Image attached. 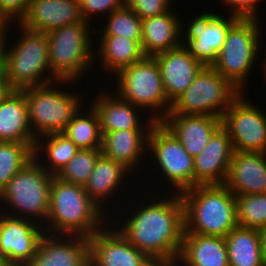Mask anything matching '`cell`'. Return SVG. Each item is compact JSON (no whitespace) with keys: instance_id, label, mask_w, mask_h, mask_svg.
I'll return each mask as SVG.
<instances>
[{"instance_id":"7402d4cb","label":"cell","mask_w":266,"mask_h":266,"mask_svg":"<svg viewBox=\"0 0 266 266\" xmlns=\"http://www.w3.org/2000/svg\"><path fill=\"white\" fill-rule=\"evenodd\" d=\"M150 119L147 124L148 127L146 126L147 131H144V129H123L102 132V154L122 164L127 170L132 172L131 169L138 164L137 162L143 156L145 148H147L146 145L148 144L146 143H148L149 132L156 123L152 118Z\"/></svg>"},{"instance_id":"5b68a950","label":"cell","mask_w":266,"mask_h":266,"mask_svg":"<svg viewBox=\"0 0 266 266\" xmlns=\"http://www.w3.org/2000/svg\"><path fill=\"white\" fill-rule=\"evenodd\" d=\"M40 163L39 156L34 155V158L19 170L0 192V201L6 203L7 207L9 205L8 208L13 207L10 208L13 214L7 212L8 215L30 220L33 217L34 221L41 217L40 219H45L43 222H46L54 175L48 173ZM13 209L17 211L16 214Z\"/></svg>"},{"instance_id":"e575fe53","label":"cell","mask_w":266,"mask_h":266,"mask_svg":"<svg viewBox=\"0 0 266 266\" xmlns=\"http://www.w3.org/2000/svg\"><path fill=\"white\" fill-rule=\"evenodd\" d=\"M101 154V149H80L56 176L65 182L85 186Z\"/></svg>"},{"instance_id":"2e32d148","label":"cell","mask_w":266,"mask_h":266,"mask_svg":"<svg viewBox=\"0 0 266 266\" xmlns=\"http://www.w3.org/2000/svg\"><path fill=\"white\" fill-rule=\"evenodd\" d=\"M234 148L227 131L220 126L203 151L194 157V187L224 184Z\"/></svg>"},{"instance_id":"ac0fdd59","label":"cell","mask_w":266,"mask_h":266,"mask_svg":"<svg viewBox=\"0 0 266 266\" xmlns=\"http://www.w3.org/2000/svg\"><path fill=\"white\" fill-rule=\"evenodd\" d=\"M45 234L38 243L34 257L26 266H90L88 238L68 236L60 240L58 237L61 235L50 237Z\"/></svg>"},{"instance_id":"277c9868","label":"cell","mask_w":266,"mask_h":266,"mask_svg":"<svg viewBox=\"0 0 266 266\" xmlns=\"http://www.w3.org/2000/svg\"><path fill=\"white\" fill-rule=\"evenodd\" d=\"M7 26L5 25L0 52L4 60V78L14 90L27 87L43 86L50 83H69L70 80H58L50 74L48 43L45 33L35 32L20 27L23 32L22 39L11 50L7 51L6 37ZM47 76H43L45 72ZM51 75V77H50Z\"/></svg>"},{"instance_id":"f35d334b","label":"cell","mask_w":266,"mask_h":266,"mask_svg":"<svg viewBox=\"0 0 266 266\" xmlns=\"http://www.w3.org/2000/svg\"><path fill=\"white\" fill-rule=\"evenodd\" d=\"M226 5H231V14L239 19H257L256 5L260 0H223Z\"/></svg>"},{"instance_id":"7bdbcfd3","label":"cell","mask_w":266,"mask_h":266,"mask_svg":"<svg viewBox=\"0 0 266 266\" xmlns=\"http://www.w3.org/2000/svg\"><path fill=\"white\" fill-rule=\"evenodd\" d=\"M4 78V60L2 53L0 52V80Z\"/></svg>"},{"instance_id":"4316f807","label":"cell","mask_w":266,"mask_h":266,"mask_svg":"<svg viewBox=\"0 0 266 266\" xmlns=\"http://www.w3.org/2000/svg\"><path fill=\"white\" fill-rule=\"evenodd\" d=\"M229 266H264L258 229L235 227L226 237Z\"/></svg>"},{"instance_id":"44dd1931","label":"cell","mask_w":266,"mask_h":266,"mask_svg":"<svg viewBox=\"0 0 266 266\" xmlns=\"http://www.w3.org/2000/svg\"><path fill=\"white\" fill-rule=\"evenodd\" d=\"M195 157L203 151L213 133L221 126V118L209 115L167 114L160 121Z\"/></svg>"},{"instance_id":"ba28073f","label":"cell","mask_w":266,"mask_h":266,"mask_svg":"<svg viewBox=\"0 0 266 266\" xmlns=\"http://www.w3.org/2000/svg\"><path fill=\"white\" fill-rule=\"evenodd\" d=\"M117 93L121 99L141 108L162 111L152 119L160 122L171 110L159 66L154 57L145 56L142 60L121 69L117 75ZM163 113V114H162Z\"/></svg>"},{"instance_id":"f546056e","label":"cell","mask_w":266,"mask_h":266,"mask_svg":"<svg viewBox=\"0 0 266 266\" xmlns=\"http://www.w3.org/2000/svg\"><path fill=\"white\" fill-rule=\"evenodd\" d=\"M44 138L47 140L46 143H43ZM79 150L80 149L76 146V144L62 132L50 133L41 136L40 142L39 140H36L34 146V155H39L40 157V153L44 151L45 156L47 157L46 162L50 163V166H44L42 164L41 166L43 168L45 167L44 169L48 173L57 175Z\"/></svg>"},{"instance_id":"8fae6325","label":"cell","mask_w":266,"mask_h":266,"mask_svg":"<svg viewBox=\"0 0 266 266\" xmlns=\"http://www.w3.org/2000/svg\"><path fill=\"white\" fill-rule=\"evenodd\" d=\"M147 144L158 167L178 194L194 187V157L161 122L152 126Z\"/></svg>"},{"instance_id":"d590c367","label":"cell","mask_w":266,"mask_h":266,"mask_svg":"<svg viewBox=\"0 0 266 266\" xmlns=\"http://www.w3.org/2000/svg\"><path fill=\"white\" fill-rule=\"evenodd\" d=\"M171 0H125V4L141 19L158 16L170 10Z\"/></svg>"},{"instance_id":"4dcf8cb0","label":"cell","mask_w":266,"mask_h":266,"mask_svg":"<svg viewBox=\"0 0 266 266\" xmlns=\"http://www.w3.org/2000/svg\"><path fill=\"white\" fill-rule=\"evenodd\" d=\"M80 115V110L73 116L64 131L79 149H101L102 132L98 115L91 106L88 114ZM86 115V116H85Z\"/></svg>"},{"instance_id":"e0dca14e","label":"cell","mask_w":266,"mask_h":266,"mask_svg":"<svg viewBox=\"0 0 266 266\" xmlns=\"http://www.w3.org/2000/svg\"><path fill=\"white\" fill-rule=\"evenodd\" d=\"M153 57L159 66L164 89L171 103L193 83L204 67L184 45Z\"/></svg>"},{"instance_id":"9c48e42d","label":"cell","mask_w":266,"mask_h":266,"mask_svg":"<svg viewBox=\"0 0 266 266\" xmlns=\"http://www.w3.org/2000/svg\"><path fill=\"white\" fill-rule=\"evenodd\" d=\"M59 89L53 83L21 89L28 104L29 123L36 140L40 141L43 135L63 132L82 105L78 94Z\"/></svg>"},{"instance_id":"6da1fadb","label":"cell","mask_w":266,"mask_h":266,"mask_svg":"<svg viewBox=\"0 0 266 266\" xmlns=\"http://www.w3.org/2000/svg\"><path fill=\"white\" fill-rule=\"evenodd\" d=\"M176 194L139 207L141 210L134 211L119 230L153 262L177 261L179 257L184 235V208L180 195Z\"/></svg>"},{"instance_id":"ee69618b","label":"cell","mask_w":266,"mask_h":266,"mask_svg":"<svg viewBox=\"0 0 266 266\" xmlns=\"http://www.w3.org/2000/svg\"><path fill=\"white\" fill-rule=\"evenodd\" d=\"M4 29H5V25L0 21V47H1V42H2Z\"/></svg>"},{"instance_id":"52a82bcc","label":"cell","mask_w":266,"mask_h":266,"mask_svg":"<svg viewBox=\"0 0 266 266\" xmlns=\"http://www.w3.org/2000/svg\"><path fill=\"white\" fill-rule=\"evenodd\" d=\"M88 25L83 20L46 33L50 73L58 80L72 82L81 73L85 74L84 70L93 64L91 62L94 60V52L90 47L92 44Z\"/></svg>"},{"instance_id":"f6af8a7d","label":"cell","mask_w":266,"mask_h":266,"mask_svg":"<svg viewBox=\"0 0 266 266\" xmlns=\"http://www.w3.org/2000/svg\"><path fill=\"white\" fill-rule=\"evenodd\" d=\"M0 266H9L5 258L0 254Z\"/></svg>"},{"instance_id":"7c38bea8","label":"cell","mask_w":266,"mask_h":266,"mask_svg":"<svg viewBox=\"0 0 266 266\" xmlns=\"http://www.w3.org/2000/svg\"><path fill=\"white\" fill-rule=\"evenodd\" d=\"M242 93L224 112L221 126L227 131L234 150L266 153V115Z\"/></svg>"},{"instance_id":"8992f818","label":"cell","mask_w":266,"mask_h":266,"mask_svg":"<svg viewBox=\"0 0 266 266\" xmlns=\"http://www.w3.org/2000/svg\"><path fill=\"white\" fill-rule=\"evenodd\" d=\"M242 94L212 66H204L193 83L172 102L168 114L222 117Z\"/></svg>"},{"instance_id":"b9f144b4","label":"cell","mask_w":266,"mask_h":266,"mask_svg":"<svg viewBox=\"0 0 266 266\" xmlns=\"http://www.w3.org/2000/svg\"><path fill=\"white\" fill-rule=\"evenodd\" d=\"M179 261L153 262L150 266H178Z\"/></svg>"},{"instance_id":"1f68e13d","label":"cell","mask_w":266,"mask_h":266,"mask_svg":"<svg viewBox=\"0 0 266 266\" xmlns=\"http://www.w3.org/2000/svg\"><path fill=\"white\" fill-rule=\"evenodd\" d=\"M35 143L0 141V192L34 158Z\"/></svg>"},{"instance_id":"cb8c5ba5","label":"cell","mask_w":266,"mask_h":266,"mask_svg":"<svg viewBox=\"0 0 266 266\" xmlns=\"http://www.w3.org/2000/svg\"><path fill=\"white\" fill-rule=\"evenodd\" d=\"M178 260L185 266H229L225 238L184 233Z\"/></svg>"},{"instance_id":"7a4b0ae2","label":"cell","mask_w":266,"mask_h":266,"mask_svg":"<svg viewBox=\"0 0 266 266\" xmlns=\"http://www.w3.org/2000/svg\"><path fill=\"white\" fill-rule=\"evenodd\" d=\"M179 195L184 233L225 238L238 226L236 198L224 184L197 185Z\"/></svg>"},{"instance_id":"d6986e66","label":"cell","mask_w":266,"mask_h":266,"mask_svg":"<svg viewBox=\"0 0 266 266\" xmlns=\"http://www.w3.org/2000/svg\"><path fill=\"white\" fill-rule=\"evenodd\" d=\"M82 21L79 0H31L19 24L25 29L46 34Z\"/></svg>"},{"instance_id":"bcb514c9","label":"cell","mask_w":266,"mask_h":266,"mask_svg":"<svg viewBox=\"0 0 266 266\" xmlns=\"http://www.w3.org/2000/svg\"><path fill=\"white\" fill-rule=\"evenodd\" d=\"M262 69H265V70H263L264 72H265V75H266V58H265V60H264V64H263V68Z\"/></svg>"},{"instance_id":"d4e9b609","label":"cell","mask_w":266,"mask_h":266,"mask_svg":"<svg viewBox=\"0 0 266 266\" xmlns=\"http://www.w3.org/2000/svg\"><path fill=\"white\" fill-rule=\"evenodd\" d=\"M0 141L35 143L28 104L21 90H13L0 105Z\"/></svg>"},{"instance_id":"484cf974","label":"cell","mask_w":266,"mask_h":266,"mask_svg":"<svg viewBox=\"0 0 266 266\" xmlns=\"http://www.w3.org/2000/svg\"><path fill=\"white\" fill-rule=\"evenodd\" d=\"M97 94V101L92 104L96 111L101 132H112L123 129H142L138 118V109L133 104L121 99L118 95ZM111 96V97H110Z\"/></svg>"},{"instance_id":"ab89813d","label":"cell","mask_w":266,"mask_h":266,"mask_svg":"<svg viewBox=\"0 0 266 266\" xmlns=\"http://www.w3.org/2000/svg\"><path fill=\"white\" fill-rule=\"evenodd\" d=\"M13 90L14 89L5 78L0 80V105Z\"/></svg>"},{"instance_id":"60d3db41","label":"cell","mask_w":266,"mask_h":266,"mask_svg":"<svg viewBox=\"0 0 266 266\" xmlns=\"http://www.w3.org/2000/svg\"><path fill=\"white\" fill-rule=\"evenodd\" d=\"M259 231H260V238H261L263 265L266 266V228H262Z\"/></svg>"},{"instance_id":"74e56055","label":"cell","mask_w":266,"mask_h":266,"mask_svg":"<svg viewBox=\"0 0 266 266\" xmlns=\"http://www.w3.org/2000/svg\"><path fill=\"white\" fill-rule=\"evenodd\" d=\"M30 2L31 0H0V21L8 25L17 16L16 19L20 23L27 13Z\"/></svg>"},{"instance_id":"d6a6232c","label":"cell","mask_w":266,"mask_h":266,"mask_svg":"<svg viewBox=\"0 0 266 266\" xmlns=\"http://www.w3.org/2000/svg\"><path fill=\"white\" fill-rule=\"evenodd\" d=\"M108 23L101 36H123L128 39L141 42L142 38V19L131 10L126 4L108 14Z\"/></svg>"},{"instance_id":"83f0119b","label":"cell","mask_w":266,"mask_h":266,"mask_svg":"<svg viewBox=\"0 0 266 266\" xmlns=\"http://www.w3.org/2000/svg\"><path fill=\"white\" fill-rule=\"evenodd\" d=\"M129 173L122 164L101 154L94 166L92 174L89 176L88 182L84 189L88 196L101 208L103 199L112 195L111 192L117 190L122 184L126 175ZM125 176V177H124ZM103 198V199H102Z\"/></svg>"},{"instance_id":"9a60e30c","label":"cell","mask_w":266,"mask_h":266,"mask_svg":"<svg viewBox=\"0 0 266 266\" xmlns=\"http://www.w3.org/2000/svg\"><path fill=\"white\" fill-rule=\"evenodd\" d=\"M88 240L90 266H150L153 263L119 229L102 227Z\"/></svg>"},{"instance_id":"836d02e7","label":"cell","mask_w":266,"mask_h":266,"mask_svg":"<svg viewBox=\"0 0 266 266\" xmlns=\"http://www.w3.org/2000/svg\"><path fill=\"white\" fill-rule=\"evenodd\" d=\"M238 226L266 228V193L235 196Z\"/></svg>"},{"instance_id":"ffe728a7","label":"cell","mask_w":266,"mask_h":266,"mask_svg":"<svg viewBox=\"0 0 266 266\" xmlns=\"http://www.w3.org/2000/svg\"><path fill=\"white\" fill-rule=\"evenodd\" d=\"M224 185L235 196L266 193V153L234 150Z\"/></svg>"},{"instance_id":"4fadbf2b","label":"cell","mask_w":266,"mask_h":266,"mask_svg":"<svg viewBox=\"0 0 266 266\" xmlns=\"http://www.w3.org/2000/svg\"><path fill=\"white\" fill-rule=\"evenodd\" d=\"M4 211L0 214V254L9 266H26L45 234L42 222L36 224L33 219L10 216Z\"/></svg>"},{"instance_id":"3957f363","label":"cell","mask_w":266,"mask_h":266,"mask_svg":"<svg viewBox=\"0 0 266 266\" xmlns=\"http://www.w3.org/2000/svg\"><path fill=\"white\" fill-rule=\"evenodd\" d=\"M105 212L88 196L84 186L65 182L54 175L50 188V208L46 225L53 235L89 238L101 227ZM100 226V227H99ZM48 227H50L48 229ZM55 233H53V232ZM57 233V234H56Z\"/></svg>"},{"instance_id":"8d00e7d4","label":"cell","mask_w":266,"mask_h":266,"mask_svg":"<svg viewBox=\"0 0 266 266\" xmlns=\"http://www.w3.org/2000/svg\"><path fill=\"white\" fill-rule=\"evenodd\" d=\"M124 5L125 0H79L82 19L87 22L92 14L93 16L99 12H107V14H110L113 11L122 8Z\"/></svg>"},{"instance_id":"f1b7e54d","label":"cell","mask_w":266,"mask_h":266,"mask_svg":"<svg viewBox=\"0 0 266 266\" xmlns=\"http://www.w3.org/2000/svg\"><path fill=\"white\" fill-rule=\"evenodd\" d=\"M100 40L98 55L103 60V69H110L108 71L116 72L115 74L145 57L141 42L123 36H102Z\"/></svg>"},{"instance_id":"30bf717a","label":"cell","mask_w":266,"mask_h":266,"mask_svg":"<svg viewBox=\"0 0 266 266\" xmlns=\"http://www.w3.org/2000/svg\"><path fill=\"white\" fill-rule=\"evenodd\" d=\"M257 19H238L228 30L222 49L212 67L242 93L260 46ZM256 58V59H255ZM243 88V89H242Z\"/></svg>"},{"instance_id":"5bb4252c","label":"cell","mask_w":266,"mask_h":266,"mask_svg":"<svg viewBox=\"0 0 266 266\" xmlns=\"http://www.w3.org/2000/svg\"><path fill=\"white\" fill-rule=\"evenodd\" d=\"M217 14L206 12L195 17L186 32L188 43H182L204 66H212L216 61L229 28L239 19L231 15L226 20Z\"/></svg>"},{"instance_id":"603a6c76","label":"cell","mask_w":266,"mask_h":266,"mask_svg":"<svg viewBox=\"0 0 266 266\" xmlns=\"http://www.w3.org/2000/svg\"><path fill=\"white\" fill-rule=\"evenodd\" d=\"M172 13L142 19L141 47L145 56L153 57L182 45L181 22Z\"/></svg>"}]
</instances>
